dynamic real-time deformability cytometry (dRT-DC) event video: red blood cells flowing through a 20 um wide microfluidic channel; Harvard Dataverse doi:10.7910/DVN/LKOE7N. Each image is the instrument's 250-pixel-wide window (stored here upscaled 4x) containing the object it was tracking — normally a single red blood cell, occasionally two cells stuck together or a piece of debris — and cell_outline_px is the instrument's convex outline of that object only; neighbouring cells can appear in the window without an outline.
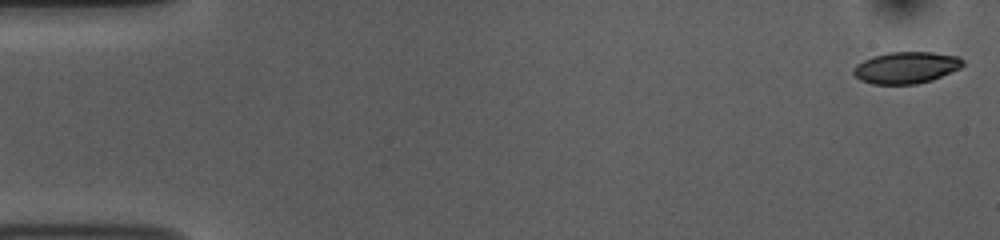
{"species": "common noctule bat (a hibernating species)", "species_latin": "Nyctalus noctula", "temperature_condition": "room temperature", "stored_images_in_passage": 53, "camera_frame_rate_fps": 3000, "um_per_image_px": 0.085, "animal": {"sex": "female", "body_mass_g": 10.0, "forearm_length_mm": 53.1}, "frame": {"image": 1, "passage_image": 1, "time_ms": 0.0, "image_size_px": [1000, 240], "cell_outline_px": [[964, 64], [960, 68], [932, 80], [916, 84], [872, 84], [860, 80], [852, 72], [852, 68], [856, 64], [872, 56], [888, 52], [932, 52], [960, 56], [964, 60]], "centroid_in_image_um": [77.02, 5.74], "position_along_channel_um": 8.0, "area_um2": 20.35}}
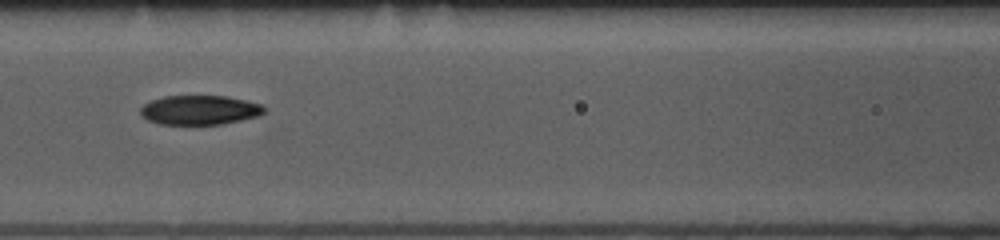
{"frame": {"image": 2, "passage_image": 23, "time_ms": 7.333, "image_size_px": [1000, 240], "cell_outline_px": [[268, 108], [260, 116], [220, 124], [160, 124], [148, 120], [140, 116], [140, 108], [144, 104], [152, 100], [164, 96], [228, 96], [264, 104]], "centroid_in_image_um": [17.01, 9.34], "position_along_channel_um": 149.6, "area_um2": 21.39}}
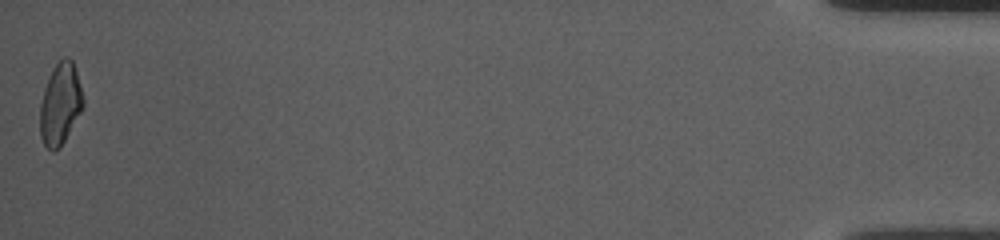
{"frame": {"image": 3, "passage_image": 53, "time_ms": 17.333, "image_size_px": [1000, 240], "cell_outline_px": [[84, 108], [60, 148], [52, 152], [44, 144], [40, 136], [40, 104], [44, 88], [48, 76], [56, 64], [64, 56], [68, 56], [72, 60], [76, 72], [84, 100]], "centroid_in_image_um": [5.12, 8.85], "position_along_channel_um": 430.1, "area_um2": 20.63}, "authors_computed_cell_mechanics": {"area_um2": 21.0392, "velocity_mm_per_s": 3.7578, "shape_relaxation_time_tau1_ms": 11.2419, "shape_relaxation_time_tau2_ms": 3.9302, "deformation_change_tau1": 0.2603, "deformation_change_tau2": 0.1036}}